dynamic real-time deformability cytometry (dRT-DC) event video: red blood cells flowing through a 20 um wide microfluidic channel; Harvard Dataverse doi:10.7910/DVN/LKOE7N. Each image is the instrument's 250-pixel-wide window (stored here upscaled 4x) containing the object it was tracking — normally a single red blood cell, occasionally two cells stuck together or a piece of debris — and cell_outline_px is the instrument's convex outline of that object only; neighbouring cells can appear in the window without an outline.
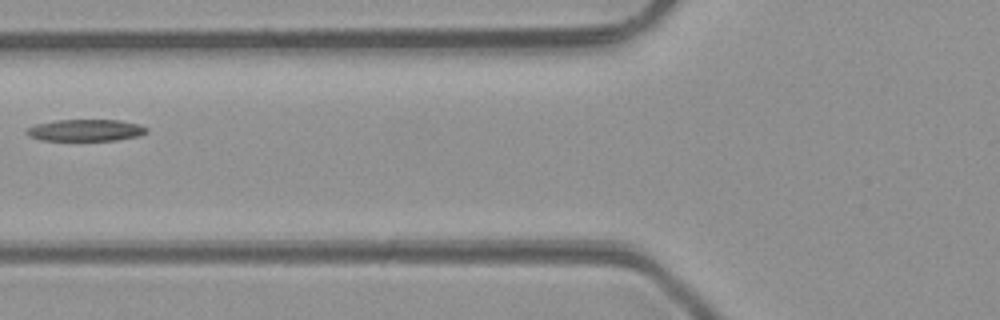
{"species": "common noctule bat (a hibernating species)", "species_latin": "Nyctalus noctula", "temperature_condition": "room temperature", "stored_images_in_passage": 2, "camera_frame_rate_fps": 3000, "um_per_image_px": 0.085, "animal": {"sex": "male", "body_mass_g": 23.1, "forearm_length_mm": 52.7}, "frame": {"image": 1, "passage_image": 2, "time_ms": 1.333, "image_size_px": [1000, 320], "cell_outline_px": [[148, 132], [136, 136], [116, 140], [40, 140], [28, 136], [24, 132], [28, 128], [36, 124], [56, 120], [120, 120], [140, 124], [148, 128]], "centroid_in_image_um": [7.27, 11.06], "position_along_channel_um": 118.5, "area_um2": 15.2}}